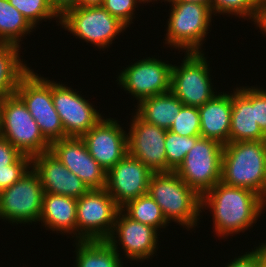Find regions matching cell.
Wrapping results in <instances>:
<instances>
[{
    "instance_id": "cell-20",
    "label": "cell",
    "mask_w": 266,
    "mask_h": 267,
    "mask_svg": "<svg viewBox=\"0 0 266 267\" xmlns=\"http://www.w3.org/2000/svg\"><path fill=\"white\" fill-rule=\"evenodd\" d=\"M231 100L232 112L229 142L266 140V135L255 120L253 87H237L231 93Z\"/></svg>"
},
{
    "instance_id": "cell-38",
    "label": "cell",
    "mask_w": 266,
    "mask_h": 267,
    "mask_svg": "<svg viewBox=\"0 0 266 267\" xmlns=\"http://www.w3.org/2000/svg\"><path fill=\"white\" fill-rule=\"evenodd\" d=\"M252 21L261 31L266 33V0H259Z\"/></svg>"
},
{
    "instance_id": "cell-11",
    "label": "cell",
    "mask_w": 266,
    "mask_h": 267,
    "mask_svg": "<svg viewBox=\"0 0 266 267\" xmlns=\"http://www.w3.org/2000/svg\"><path fill=\"white\" fill-rule=\"evenodd\" d=\"M60 24L74 36L100 48H107L127 26L102 6L76 7L68 10ZM110 44V45H109Z\"/></svg>"
},
{
    "instance_id": "cell-26",
    "label": "cell",
    "mask_w": 266,
    "mask_h": 267,
    "mask_svg": "<svg viewBox=\"0 0 266 267\" xmlns=\"http://www.w3.org/2000/svg\"><path fill=\"white\" fill-rule=\"evenodd\" d=\"M33 28L9 0H0V44L20 46L21 38Z\"/></svg>"
},
{
    "instance_id": "cell-8",
    "label": "cell",
    "mask_w": 266,
    "mask_h": 267,
    "mask_svg": "<svg viewBox=\"0 0 266 267\" xmlns=\"http://www.w3.org/2000/svg\"><path fill=\"white\" fill-rule=\"evenodd\" d=\"M223 149L219 142L200 137L174 172L202 196L221 182Z\"/></svg>"
},
{
    "instance_id": "cell-19",
    "label": "cell",
    "mask_w": 266,
    "mask_h": 267,
    "mask_svg": "<svg viewBox=\"0 0 266 267\" xmlns=\"http://www.w3.org/2000/svg\"><path fill=\"white\" fill-rule=\"evenodd\" d=\"M31 167L38 173L45 193L60 194L78 199L90 190L50 151L34 155L31 158Z\"/></svg>"
},
{
    "instance_id": "cell-24",
    "label": "cell",
    "mask_w": 266,
    "mask_h": 267,
    "mask_svg": "<svg viewBox=\"0 0 266 267\" xmlns=\"http://www.w3.org/2000/svg\"><path fill=\"white\" fill-rule=\"evenodd\" d=\"M75 267H123L120 253L106 240L76 241Z\"/></svg>"
},
{
    "instance_id": "cell-29",
    "label": "cell",
    "mask_w": 266,
    "mask_h": 267,
    "mask_svg": "<svg viewBox=\"0 0 266 267\" xmlns=\"http://www.w3.org/2000/svg\"><path fill=\"white\" fill-rule=\"evenodd\" d=\"M9 3L35 28L37 23L44 19L46 21L58 17L60 23V17L52 9L49 0H9Z\"/></svg>"
},
{
    "instance_id": "cell-21",
    "label": "cell",
    "mask_w": 266,
    "mask_h": 267,
    "mask_svg": "<svg viewBox=\"0 0 266 267\" xmlns=\"http://www.w3.org/2000/svg\"><path fill=\"white\" fill-rule=\"evenodd\" d=\"M221 93V94H219ZM204 105L198 107L200 136L212 139L223 146L229 143L232 100L231 93L219 92Z\"/></svg>"
},
{
    "instance_id": "cell-2",
    "label": "cell",
    "mask_w": 266,
    "mask_h": 267,
    "mask_svg": "<svg viewBox=\"0 0 266 267\" xmlns=\"http://www.w3.org/2000/svg\"><path fill=\"white\" fill-rule=\"evenodd\" d=\"M221 182L252 190L265 202L266 140L229 142L224 145Z\"/></svg>"
},
{
    "instance_id": "cell-36",
    "label": "cell",
    "mask_w": 266,
    "mask_h": 267,
    "mask_svg": "<svg viewBox=\"0 0 266 267\" xmlns=\"http://www.w3.org/2000/svg\"><path fill=\"white\" fill-rule=\"evenodd\" d=\"M22 155L11 142L0 136V167L14 164Z\"/></svg>"
},
{
    "instance_id": "cell-3",
    "label": "cell",
    "mask_w": 266,
    "mask_h": 267,
    "mask_svg": "<svg viewBox=\"0 0 266 267\" xmlns=\"http://www.w3.org/2000/svg\"><path fill=\"white\" fill-rule=\"evenodd\" d=\"M148 194L160 206L166 220L189 230L197 226L201 196L190 188L174 171L153 173Z\"/></svg>"
},
{
    "instance_id": "cell-39",
    "label": "cell",
    "mask_w": 266,
    "mask_h": 267,
    "mask_svg": "<svg viewBox=\"0 0 266 267\" xmlns=\"http://www.w3.org/2000/svg\"><path fill=\"white\" fill-rule=\"evenodd\" d=\"M104 0H78V7H97L102 6Z\"/></svg>"
},
{
    "instance_id": "cell-41",
    "label": "cell",
    "mask_w": 266,
    "mask_h": 267,
    "mask_svg": "<svg viewBox=\"0 0 266 267\" xmlns=\"http://www.w3.org/2000/svg\"><path fill=\"white\" fill-rule=\"evenodd\" d=\"M263 256H264V261L266 263V242L263 243Z\"/></svg>"
},
{
    "instance_id": "cell-13",
    "label": "cell",
    "mask_w": 266,
    "mask_h": 267,
    "mask_svg": "<svg viewBox=\"0 0 266 267\" xmlns=\"http://www.w3.org/2000/svg\"><path fill=\"white\" fill-rule=\"evenodd\" d=\"M52 99L66 137L81 138L103 118L87 99L62 83L52 81Z\"/></svg>"
},
{
    "instance_id": "cell-4",
    "label": "cell",
    "mask_w": 266,
    "mask_h": 267,
    "mask_svg": "<svg viewBox=\"0 0 266 267\" xmlns=\"http://www.w3.org/2000/svg\"><path fill=\"white\" fill-rule=\"evenodd\" d=\"M0 136L31 158L50 150L51 143L16 93L0 101Z\"/></svg>"
},
{
    "instance_id": "cell-10",
    "label": "cell",
    "mask_w": 266,
    "mask_h": 267,
    "mask_svg": "<svg viewBox=\"0 0 266 267\" xmlns=\"http://www.w3.org/2000/svg\"><path fill=\"white\" fill-rule=\"evenodd\" d=\"M204 55L202 52L186 53L181 66H172L170 91L184 106L200 107L216 95Z\"/></svg>"
},
{
    "instance_id": "cell-17",
    "label": "cell",
    "mask_w": 266,
    "mask_h": 267,
    "mask_svg": "<svg viewBox=\"0 0 266 267\" xmlns=\"http://www.w3.org/2000/svg\"><path fill=\"white\" fill-rule=\"evenodd\" d=\"M153 172L128 153L107 172L106 190L120 208L148 193Z\"/></svg>"
},
{
    "instance_id": "cell-28",
    "label": "cell",
    "mask_w": 266,
    "mask_h": 267,
    "mask_svg": "<svg viewBox=\"0 0 266 267\" xmlns=\"http://www.w3.org/2000/svg\"><path fill=\"white\" fill-rule=\"evenodd\" d=\"M201 136L186 137L166 131L165 149L167 158V172L175 171L183 162L186 154L194 147Z\"/></svg>"
},
{
    "instance_id": "cell-34",
    "label": "cell",
    "mask_w": 266,
    "mask_h": 267,
    "mask_svg": "<svg viewBox=\"0 0 266 267\" xmlns=\"http://www.w3.org/2000/svg\"><path fill=\"white\" fill-rule=\"evenodd\" d=\"M265 263L263 256V243L251 252L236 257L225 267H261Z\"/></svg>"
},
{
    "instance_id": "cell-30",
    "label": "cell",
    "mask_w": 266,
    "mask_h": 267,
    "mask_svg": "<svg viewBox=\"0 0 266 267\" xmlns=\"http://www.w3.org/2000/svg\"><path fill=\"white\" fill-rule=\"evenodd\" d=\"M258 3L259 0H212L210 9L214 16L216 13H227L252 20Z\"/></svg>"
},
{
    "instance_id": "cell-9",
    "label": "cell",
    "mask_w": 266,
    "mask_h": 267,
    "mask_svg": "<svg viewBox=\"0 0 266 267\" xmlns=\"http://www.w3.org/2000/svg\"><path fill=\"white\" fill-rule=\"evenodd\" d=\"M44 193L38 173L29 168L12 186L0 191V219L12 224L38 222Z\"/></svg>"
},
{
    "instance_id": "cell-1",
    "label": "cell",
    "mask_w": 266,
    "mask_h": 267,
    "mask_svg": "<svg viewBox=\"0 0 266 267\" xmlns=\"http://www.w3.org/2000/svg\"><path fill=\"white\" fill-rule=\"evenodd\" d=\"M266 203L252 190L217 183L201 196V210L211 209L217 236L248 230L257 222ZM204 208V209H203Z\"/></svg>"
},
{
    "instance_id": "cell-18",
    "label": "cell",
    "mask_w": 266,
    "mask_h": 267,
    "mask_svg": "<svg viewBox=\"0 0 266 267\" xmlns=\"http://www.w3.org/2000/svg\"><path fill=\"white\" fill-rule=\"evenodd\" d=\"M81 139L90 155L108 172L127 153V133L113 118H102Z\"/></svg>"
},
{
    "instance_id": "cell-27",
    "label": "cell",
    "mask_w": 266,
    "mask_h": 267,
    "mask_svg": "<svg viewBox=\"0 0 266 267\" xmlns=\"http://www.w3.org/2000/svg\"><path fill=\"white\" fill-rule=\"evenodd\" d=\"M121 210L132 220L150 225L157 230L165 228L169 223L160 206L148 193L131 200Z\"/></svg>"
},
{
    "instance_id": "cell-14",
    "label": "cell",
    "mask_w": 266,
    "mask_h": 267,
    "mask_svg": "<svg viewBox=\"0 0 266 267\" xmlns=\"http://www.w3.org/2000/svg\"><path fill=\"white\" fill-rule=\"evenodd\" d=\"M127 133L128 154L140 160L153 173L167 172L165 129L149 124L136 113Z\"/></svg>"
},
{
    "instance_id": "cell-35",
    "label": "cell",
    "mask_w": 266,
    "mask_h": 267,
    "mask_svg": "<svg viewBox=\"0 0 266 267\" xmlns=\"http://www.w3.org/2000/svg\"><path fill=\"white\" fill-rule=\"evenodd\" d=\"M253 108L255 120L266 135V89L253 87Z\"/></svg>"
},
{
    "instance_id": "cell-16",
    "label": "cell",
    "mask_w": 266,
    "mask_h": 267,
    "mask_svg": "<svg viewBox=\"0 0 266 267\" xmlns=\"http://www.w3.org/2000/svg\"><path fill=\"white\" fill-rule=\"evenodd\" d=\"M157 234L156 228L134 221L120 210L113 231L106 241L117 253L120 252L118 244L122 245L125 258L127 257L130 261H143L148 260L150 256L153 257L152 255L158 249Z\"/></svg>"
},
{
    "instance_id": "cell-31",
    "label": "cell",
    "mask_w": 266,
    "mask_h": 267,
    "mask_svg": "<svg viewBox=\"0 0 266 267\" xmlns=\"http://www.w3.org/2000/svg\"><path fill=\"white\" fill-rule=\"evenodd\" d=\"M169 130L186 137L200 136L198 107L183 106Z\"/></svg>"
},
{
    "instance_id": "cell-33",
    "label": "cell",
    "mask_w": 266,
    "mask_h": 267,
    "mask_svg": "<svg viewBox=\"0 0 266 267\" xmlns=\"http://www.w3.org/2000/svg\"><path fill=\"white\" fill-rule=\"evenodd\" d=\"M139 0H104L102 7L112 16L118 18L127 27L131 24Z\"/></svg>"
},
{
    "instance_id": "cell-43",
    "label": "cell",
    "mask_w": 266,
    "mask_h": 267,
    "mask_svg": "<svg viewBox=\"0 0 266 267\" xmlns=\"http://www.w3.org/2000/svg\"><path fill=\"white\" fill-rule=\"evenodd\" d=\"M265 203H266V182H265Z\"/></svg>"
},
{
    "instance_id": "cell-40",
    "label": "cell",
    "mask_w": 266,
    "mask_h": 267,
    "mask_svg": "<svg viewBox=\"0 0 266 267\" xmlns=\"http://www.w3.org/2000/svg\"><path fill=\"white\" fill-rule=\"evenodd\" d=\"M169 1H183L187 3H199V4H206L207 6H211L212 0H169Z\"/></svg>"
},
{
    "instance_id": "cell-23",
    "label": "cell",
    "mask_w": 266,
    "mask_h": 267,
    "mask_svg": "<svg viewBox=\"0 0 266 267\" xmlns=\"http://www.w3.org/2000/svg\"><path fill=\"white\" fill-rule=\"evenodd\" d=\"M135 113L145 122L169 130L184 104L171 92L142 99Z\"/></svg>"
},
{
    "instance_id": "cell-12",
    "label": "cell",
    "mask_w": 266,
    "mask_h": 267,
    "mask_svg": "<svg viewBox=\"0 0 266 267\" xmlns=\"http://www.w3.org/2000/svg\"><path fill=\"white\" fill-rule=\"evenodd\" d=\"M172 64L147 57L129 65L118 76V84L139 103L171 89Z\"/></svg>"
},
{
    "instance_id": "cell-7",
    "label": "cell",
    "mask_w": 266,
    "mask_h": 267,
    "mask_svg": "<svg viewBox=\"0 0 266 267\" xmlns=\"http://www.w3.org/2000/svg\"><path fill=\"white\" fill-rule=\"evenodd\" d=\"M120 210L106 189H90L77 199L76 241L107 240Z\"/></svg>"
},
{
    "instance_id": "cell-6",
    "label": "cell",
    "mask_w": 266,
    "mask_h": 267,
    "mask_svg": "<svg viewBox=\"0 0 266 267\" xmlns=\"http://www.w3.org/2000/svg\"><path fill=\"white\" fill-rule=\"evenodd\" d=\"M15 93L22 99L41 133L50 143L67 138L53 104L52 81L29 69L20 78Z\"/></svg>"
},
{
    "instance_id": "cell-42",
    "label": "cell",
    "mask_w": 266,
    "mask_h": 267,
    "mask_svg": "<svg viewBox=\"0 0 266 267\" xmlns=\"http://www.w3.org/2000/svg\"><path fill=\"white\" fill-rule=\"evenodd\" d=\"M139 1H140L141 4H142V2H143L144 4H145L146 2H147V3H148V2H149V3L152 2V0H139ZM155 1H157V0H155ZM163 1H164V2H165V1L168 2L169 0H163Z\"/></svg>"
},
{
    "instance_id": "cell-37",
    "label": "cell",
    "mask_w": 266,
    "mask_h": 267,
    "mask_svg": "<svg viewBox=\"0 0 266 267\" xmlns=\"http://www.w3.org/2000/svg\"><path fill=\"white\" fill-rule=\"evenodd\" d=\"M52 9L61 18L68 10L78 7V0H49Z\"/></svg>"
},
{
    "instance_id": "cell-32",
    "label": "cell",
    "mask_w": 266,
    "mask_h": 267,
    "mask_svg": "<svg viewBox=\"0 0 266 267\" xmlns=\"http://www.w3.org/2000/svg\"><path fill=\"white\" fill-rule=\"evenodd\" d=\"M31 168V157L22 155L14 164L0 167V191L12 186Z\"/></svg>"
},
{
    "instance_id": "cell-22",
    "label": "cell",
    "mask_w": 266,
    "mask_h": 267,
    "mask_svg": "<svg viewBox=\"0 0 266 267\" xmlns=\"http://www.w3.org/2000/svg\"><path fill=\"white\" fill-rule=\"evenodd\" d=\"M77 199L60 194L44 193L39 222L45 228L76 235Z\"/></svg>"
},
{
    "instance_id": "cell-25",
    "label": "cell",
    "mask_w": 266,
    "mask_h": 267,
    "mask_svg": "<svg viewBox=\"0 0 266 267\" xmlns=\"http://www.w3.org/2000/svg\"><path fill=\"white\" fill-rule=\"evenodd\" d=\"M19 47L0 44V101L15 93L20 78L30 69L22 63Z\"/></svg>"
},
{
    "instance_id": "cell-5",
    "label": "cell",
    "mask_w": 266,
    "mask_h": 267,
    "mask_svg": "<svg viewBox=\"0 0 266 267\" xmlns=\"http://www.w3.org/2000/svg\"><path fill=\"white\" fill-rule=\"evenodd\" d=\"M171 12L167 21L165 43L169 47L189 52L201 50L205 36L209 33L212 11L206 4L168 1Z\"/></svg>"
},
{
    "instance_id": "cell-15",
    "label": "cell",
    "mask_w": 266,
    "mask_h": 267,
    "mask_svg": "<svg viewBox=\"0 0 266 267\" xmlns=\"http://www.w3.org/2000/svg\"><path fill=\"white\" fill-rule=\"evenodd\" d=\"M66 168L78 176L89 189H105L107 172L90 155L79 137L58 139L49 150Z\"/></svg>"
}]
</instances>
